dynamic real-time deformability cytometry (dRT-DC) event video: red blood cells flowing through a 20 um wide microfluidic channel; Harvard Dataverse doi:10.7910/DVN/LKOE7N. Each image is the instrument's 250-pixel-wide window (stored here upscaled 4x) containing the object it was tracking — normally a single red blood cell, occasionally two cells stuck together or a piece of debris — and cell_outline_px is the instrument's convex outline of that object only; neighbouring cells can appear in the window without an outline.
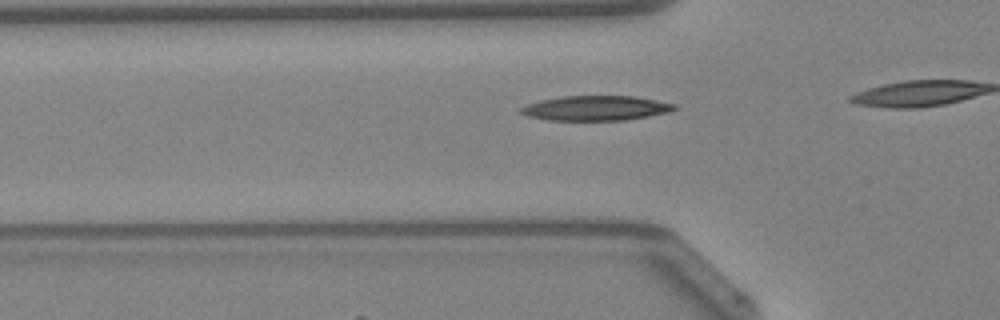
{"species": "Egyptian fruit bat (a non-hibernating species)", "species_latin": "Rousettus aegyptiacus", "temperature_condition": "warm", "stored_images_in_passage": 10, "camera_frame_rate_fps": 3000, "um_per_image_px": 0.085, "animal": {"sex": "female"}, "frame": {"image": 1, "passage_image": 2, "time_ms": 0.333, "image_size_px": [1000, 320], "cell_outline_px": [[676, 108], [668, 112], [648, 116], [624, 120], [548, 120], [528, 116], [520, 112], [520, 108], [528, 104], [540, 100], [560, 96], [632, 96], [656, 100], [676, 104]], "centroid_in_image_um": [50.63, 9.19], "position_along_channel_um": 75.2, "area_um2": 22.02}}